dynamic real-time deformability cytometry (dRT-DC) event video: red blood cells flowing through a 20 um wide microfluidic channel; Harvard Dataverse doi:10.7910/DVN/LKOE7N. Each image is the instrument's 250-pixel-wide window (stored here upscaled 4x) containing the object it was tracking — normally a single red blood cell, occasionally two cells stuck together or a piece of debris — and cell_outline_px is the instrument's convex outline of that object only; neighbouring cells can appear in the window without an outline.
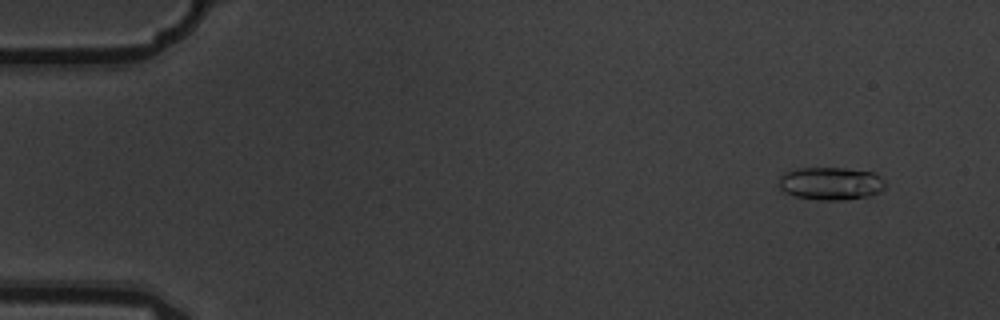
{"species": "common noctule bat (a hibernating species)", "species_latin": "Nyctalus noctula", "temperature_condition": "warm", "stored_images_in_passage": 6, "camera_frame_rate_fps": 3000, "um_per_image_px": 0.085, "animal": {"sex": "male", "body_mass_g": 19.5, "forearm_length_mm": 54.6}, "frame": {"image": 1, "passage_image": 2, "time_ms": 0.333, "image_size_px": [1000, 320], "cell_outline_px": [[884, 188], [880, 192], [868, 196], [844, 200], [820, 200], [796, 196], [784, 192], [780, 188], [780, 176], [784, 172], [796, 168], [844, 168], [872, 172], [880, 176], [884, 180]], "centroid_in_image_um": [70.61, 15.59], "position_along_channel_um": 14.4, "area_um2": 20.35}}